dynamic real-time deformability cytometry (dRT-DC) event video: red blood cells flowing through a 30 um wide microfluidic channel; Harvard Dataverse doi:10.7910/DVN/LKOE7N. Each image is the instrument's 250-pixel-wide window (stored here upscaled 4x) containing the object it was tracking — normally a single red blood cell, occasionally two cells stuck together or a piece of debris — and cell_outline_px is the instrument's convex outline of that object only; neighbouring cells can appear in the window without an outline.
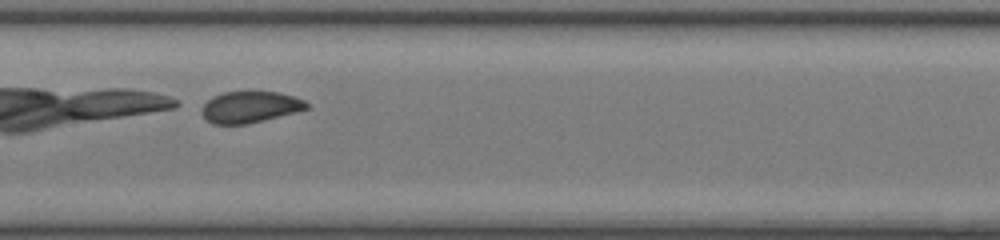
{"species": "common noctule bat (a hibernating species)", "species_latin": "Nyctalus noctula", "temperature_condition": "room temperature", "stored_images_in_passage": 40, "camera_frame_rate_fps": 3000, "um_per_image_px": 0.085, "animal": {"sex": "female", "body_mass_g": 17.0, "forearm_length_mm": 48.0}, "frame": {"image": 1, "passage_image": 18, "time_ms": 5.667, "image_size_px": [1000, 240], "cell_outline_px": [[308, 108], [296, 112], [248, 124], [212, 124], [204, 116], [204, 104], [208, 100], [224, 92], [276, 92], [292, 96], [304, 100], [308, 104]], "centroid_in_image_um": [21.29, 9.11], "position_along_channel_um": 186.1, "area_um2": 18.73}}
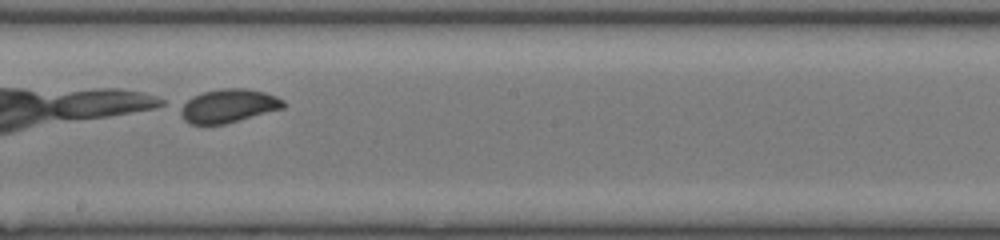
{"frame": {"image": 2, "passage_image": 21, "time_ms": 6.667, "image_size_px": [1000, 240], "cell_outline_px": [[284, 108], [224, 124], [188, 124], [184, 120], [180, 112], [180, 104], [192, 96], [204, 92], [220, 88], [244, 88], [264, 92], [276, 96], [284, 100]], "centroid_in_image_um": [19.38, 8.99], "position_along_channel_um": 228.8, "area_um2": 20.11}}